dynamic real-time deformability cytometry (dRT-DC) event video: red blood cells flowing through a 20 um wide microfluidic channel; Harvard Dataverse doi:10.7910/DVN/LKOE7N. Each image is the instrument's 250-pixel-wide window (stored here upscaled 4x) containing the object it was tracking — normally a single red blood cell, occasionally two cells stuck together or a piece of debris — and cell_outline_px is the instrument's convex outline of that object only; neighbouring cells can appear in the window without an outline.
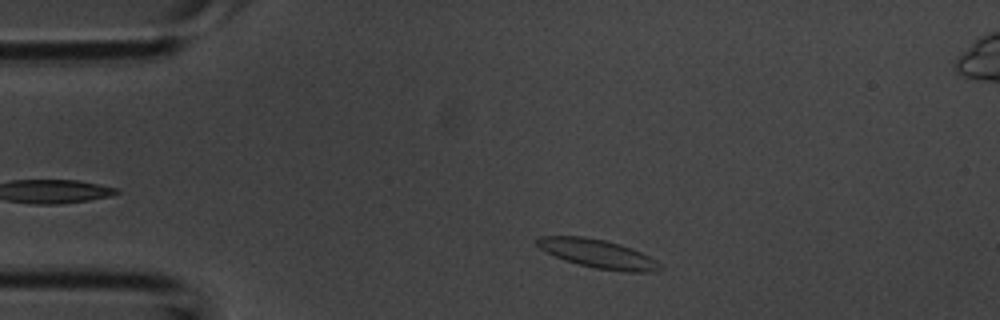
{"species": "common noctule bat (a hibernating species)", "species_latin": "Nyctalus noctula", "temperature_condition": "room temperature", "stored_images_in_passage": 33, "camera_frame_rate_fps": 3000, "um_per_image_px": 0.085, "animal": {"sex": "male", "body_mass_g": 20.1, "forearm_length_mm": 53.5}, "frame": {"image": 1, "passage_image": 3, "time_ms": 0.667, "image_size_px": [1000, 320], "cell_outline_px": [[664, 268], [652, 272], [624, 272], [596, 268], [564, 260], [540, 248], [536, 244], [536, 240], [540, 236], [584, 236], [604, 240], [620, 244], [632, 248], [656, 260]], "centroid_in_image_um": [50.85, 21.57], "position_along_channel_um": 34.2, "area_um2": 20.35}}
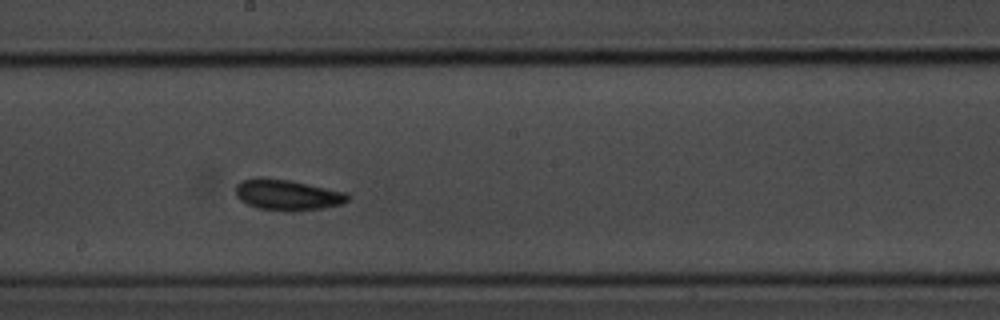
{"frame": {"image": 2, "passage_image": 18, "time_ms": 5.667, "image_size_px": [1000, 320], "cell_outline_px": [[348, 200], [340, 204], [324, 208], [296, 212], [284, 212], [256, 208], [240, 200], [236, 196], [236, 184], [240, 180], [288, 180], [348, 192]], "centroid_in_image_um": [24.46, 16.62], "position_along_channel_um": 223.7, "area_um2": 19.83}}
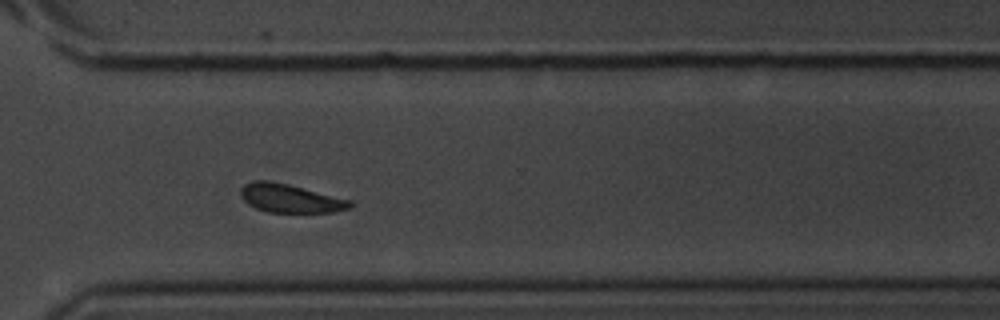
{"frame": {"image": 3, "passage_image": 26, "time_ms": 8.333, "image_size_px": [1000, 320], "cell_outline_px": [[352, 208], [332, 212], [268, 212], [256, 208], [248, 204], [240, 196], [240, 188], [244, 184], [256, 180], [264, 180], [288, 184], [352, 200]], "centroid_in_image_um": [24.67, 16.86], "position_along_channel_um": 345.9, "area_um2": 18.15}}